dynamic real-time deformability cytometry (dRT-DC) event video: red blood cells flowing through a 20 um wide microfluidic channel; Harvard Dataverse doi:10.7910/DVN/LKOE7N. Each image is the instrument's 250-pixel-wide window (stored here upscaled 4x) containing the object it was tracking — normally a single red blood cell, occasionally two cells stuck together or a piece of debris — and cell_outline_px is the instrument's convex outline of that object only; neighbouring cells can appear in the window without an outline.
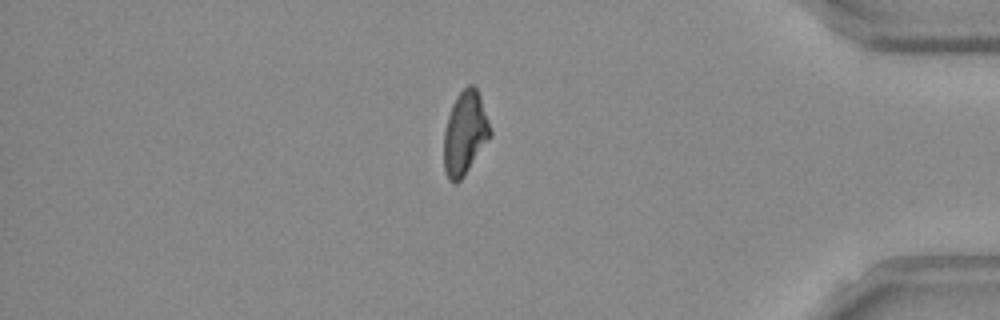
{"species": "Egyptian fruit bat (a non-hibernating species)", "species_latin": "Rousettus aegyptiacus", "temperature_condition": "room temperature", "stored_images_in_passage": 39, "camera_frame_rate_fps": 3000, "um_per_image_px": 0.085, "frame": {"image": 1, "passage_image": 31, "time_ms": 10.0, "image_size_px": [1000, 320], "cell_outline_px": [[492, 136], [464, 176], [456, 184], [448, 180], [444, 168], [444, 132], [448, 116], [452, 104], [456, 96], [468, 84], [472, 84], [476, 88], [480, 96], [492, 132]], "centroid_in_image_um": [39.52, 11.33], "position_along_channel_um": 395.7, "area_um2": 22.6}}
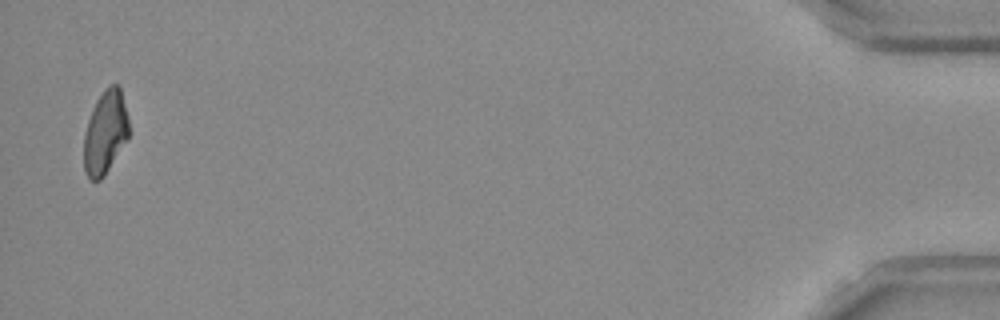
{"frame": {"image": 2, "passage_image": 38, "time_ms": 12.333, "image_size_px": [1000, 320], "cell_outline_px": [[128, 136], [104, 176], [100, 180], [88, 180], [84, 172], [84, 132], [92, 108], [96, 100], [104, 88], [112, 84], [120, 84], [128, 116]], "centroid_in_image_um": [8.93, 11.22], "position_along_channel_um": 426.3, "area_um2": 21.91}, "authors_computed_cell_mechanics": {"area_um2": 21.5594, "velocity_mm_per_s": 3.8381, "shape_relaxation_time_tau1_ms": null, "shape_relaxation_time_tau2_ms": 3.2273, "deformation_change_tau1": null, "deformation_change_tau2": 0.0879}}